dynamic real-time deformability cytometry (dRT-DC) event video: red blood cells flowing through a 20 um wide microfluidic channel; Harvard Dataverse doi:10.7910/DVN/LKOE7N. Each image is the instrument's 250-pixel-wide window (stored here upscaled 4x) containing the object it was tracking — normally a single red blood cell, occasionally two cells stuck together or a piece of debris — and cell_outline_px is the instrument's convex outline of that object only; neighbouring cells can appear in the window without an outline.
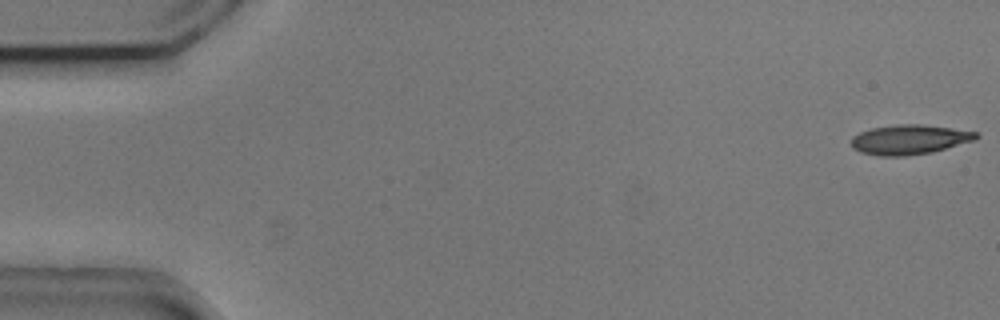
{"species": "common noctule bat (a hibernating species)", "species_latin": "Nyctalus noctula", "temperature_condition": "cold", "stored_images_in_passage": 54, "camera_frame_rate_fps": 3000, "um_per_image_px": 0.085, "animal": {"sex": "male", "body_mass_g": 20.5, "forearm_length_mm": 52.5}, "frame": {"image": 1, "passage_image": 1, "time_ms": 0.0, "image_size_px": [1000, 320], "cell_outline_px": [[980, 136], [976, 140], [932, 152], [904, 156], [876, 156], [860, 152], [852, 148], [852, 136], [860, 132], [872, 128], [900, 124], [920, 124], [952, 128], [980, 132]], "centroid_in_image_um": [77.33, 11.86], "position_along_channel_um": 7.7, "area_um2": 21.73}}
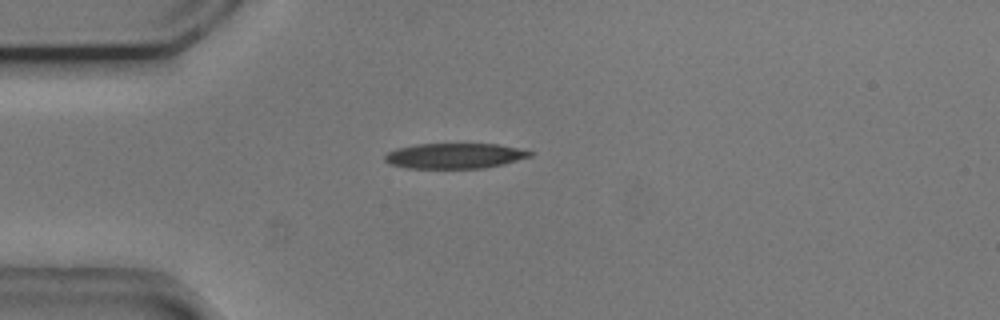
{"frame": {"image": 2, "passage_image": 14, "time_ms": 4.333, "image_size_px": [1000, 320], "cell_outline_px": [[532, 156], [484, 168], [404, 168], [388, 164], [384, 160], [384, 156], [388, 152], [396, 148], [416, 144], [496, 144], [516, 148], [532, 152]], "centroid_in_image_um": [38.55, 13.25], "position_along_channel_um": 46.4, "area_um2": 21.27}}
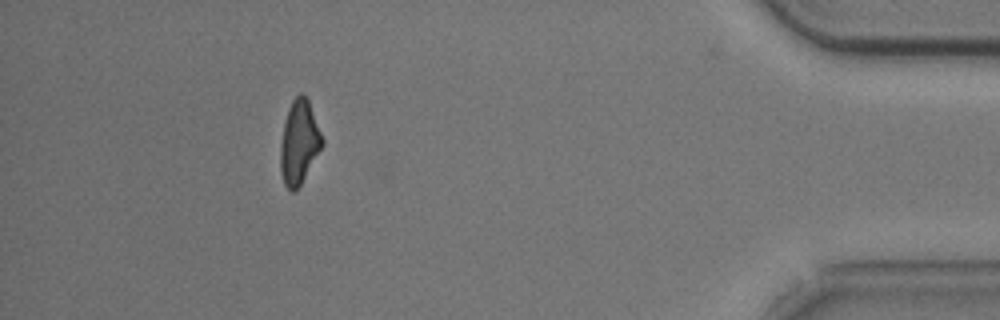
{"frame": {"image": 3, "passage_image": 49, "time_ms": 16.0, "image_size_px": [1000, 320], "cell_outline_px": [[324, 144], [300, 184], [292, 192], [284, 184], [280, 172], [280, 144], [284, 120], [288, 108], [292, 100], [300, 92], [308, 100], [324, 140]], "centroid_in_image_um": [25.41, 12.08], "position_along_channel_um": 409.8, "area_um2": 20.23}, "authors_computed_cell_mechanics": {"area_um2": 21.7906, "velocity_mm_per_s": 3.7176, "shape_relaxation_time_tau1_ms": 3.9608, "shape_relaxation_time_tau2_ms": 5.3342, "deformation_change_tau1": 0.1537, "deformation_change_tau2": 0.1809}}